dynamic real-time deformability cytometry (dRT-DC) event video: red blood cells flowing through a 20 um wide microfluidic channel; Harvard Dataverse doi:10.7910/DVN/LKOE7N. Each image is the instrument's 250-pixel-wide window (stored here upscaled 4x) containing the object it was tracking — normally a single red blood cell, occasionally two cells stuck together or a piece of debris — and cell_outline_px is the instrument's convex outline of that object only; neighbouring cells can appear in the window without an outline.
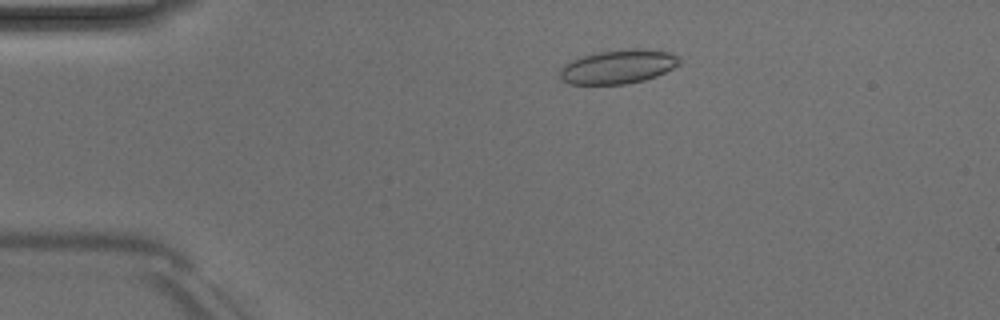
{"species": "Egyptian fruit bat (a non-hibernating species)", "species_latin": "Rousettus aegyptiacus", "temperature_condition": "room temperature", "stored_images_in_passage": 50, "camera_frame_rate_fps": 3000, "um_per_image_px": 0.085, "animal": {"sex": "male"}, "frame": {"image": 1, "passage_image": 10, "time_ms": 3.0, "image_size_px": [1000, 320], "cell_outline_px": [[680, 64], [656, 76], [644, 80], [624, 84], [568, 84], [560, 80], [560, 68], [564, 64], [580, 56], [600, 52], [628, 48], [640, 48], [668, 52], [676, 56], [680, 60]], "centroid_in_image_um": [52.5, 5.67], "position_along_channel_um": 32.5, "area_um2": 23.64}}
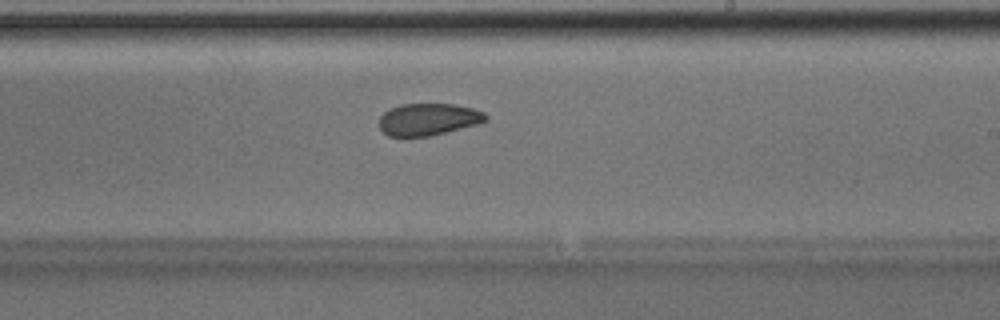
{"frame": {"image": 2, "passage_image": 30, "time_ms": 9.667, "image_size_px": [1000, 320], "cell_outline_px": [[488, 120], [476, 124], [428, 136], [388, 136], [380, 128], [380, 116], [384, 112], [400, 104], [456, 104], [472, 108], [484, 112], [488, 116]], "centroid_in_image_um": [36.41, 10.13], "position_along_channel_um": 252.6, "area_um2": 19.65}}
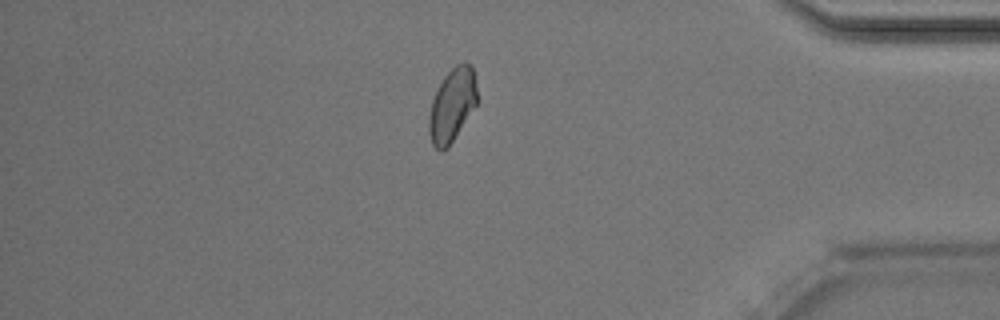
{"frame": {"image": 3, "passage_image": 43, "time_ms": 14.0, "image_size_px": [1000, 320], "cell_outline_px": [[476, 104], [448, 148], [440, 152], [432, 144], [428, 132], [428, 116], [432, 100], [436, 88], [444, 76], [456, 64], [464, 60], [472, 64], [476, 84]], "centroid_in_image_um": [38.4, 8.91], "position_along_channel_um": 396.8, "area_um2": 20.75}, "authors_computed_cell_mechanics": {"area_um2": 21.5016, "velocity_mm_per_s": 4.0271, "shape_relaxation_time_tau1_ms": 4.5295, "shape_relaxation_time_tau2_ms": 2.1059, "deformation_change_tau1": 0.0966, "deformation_change_tau2": 0.0765}}